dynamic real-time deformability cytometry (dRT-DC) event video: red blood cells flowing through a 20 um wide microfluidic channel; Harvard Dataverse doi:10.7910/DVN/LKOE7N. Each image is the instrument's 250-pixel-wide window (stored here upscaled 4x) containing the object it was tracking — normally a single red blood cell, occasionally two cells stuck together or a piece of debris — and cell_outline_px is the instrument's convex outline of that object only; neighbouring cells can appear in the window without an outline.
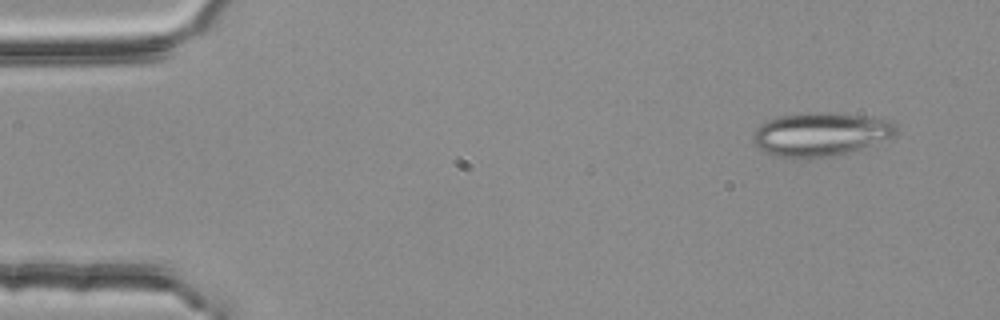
{"species": "common noctule bat (a hibernating species)", "species_latin": "Nyctalus noctula", "temperature_condition": "room temperature", "stored_images_in_passage": 3, "camera_frame_rate_fps": 3000, "um_per_image_px": 0.085, "animal": {"sex": "female", "body_mass_g": 25.1}, "frame": {"image": 1, "passage_image": 1, "time_ms": 0.0, "image_size_px": [1000, 320], "cell_outline_px": [[896, 136], [848, 152], [828, 156], [776, 156], [764, 152], [752, 144], [752, 136], [756, 128], [768, 120], [780, 116], [808, 112], [824, 112], [868, 116], [892, 120], [896, 124]], "centroid_in_image_um": [69.75, 11.38], "position_along_channel_um": 15.3, "area_um2": 35.95}}